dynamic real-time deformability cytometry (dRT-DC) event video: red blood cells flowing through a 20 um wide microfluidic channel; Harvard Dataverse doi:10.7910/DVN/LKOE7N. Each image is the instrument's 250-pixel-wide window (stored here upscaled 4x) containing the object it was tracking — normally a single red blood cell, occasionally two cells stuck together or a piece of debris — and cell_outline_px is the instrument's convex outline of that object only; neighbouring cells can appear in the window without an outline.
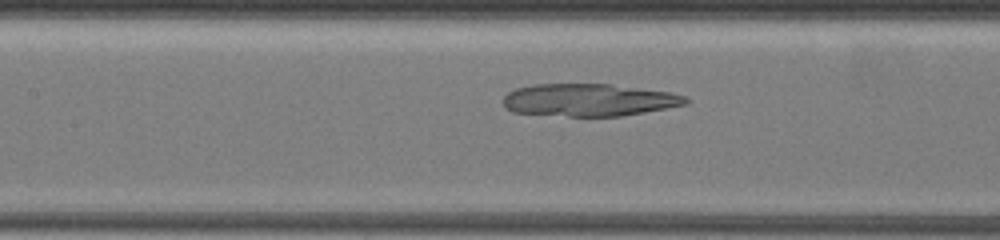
{"species": "common noctule bat (a hibernating species)", "species_latin": "Nyctalus noctula", "temperature_condition": "warm", "stored_images_in_passage": 34, "camera_frame_rate_fps": 3000, "um_per_image_px": 0.085, "animal": {"sex": "female", "body_mass_g": 19.5, "forearm_length_mm": 54.1}, "frame": {"image": 1, "passage_image": 11, "time_ms": 3.667, "image_size_px": [1000, 240], "cell_outline_px": [[692, 100], [688, 104], [644, 112], [620, 116], [568, 116], [512, 112], [504, 108], [504, 96], [508, 92], [516, 88], [532, 84], [612, 84], [672, 92], [684, 96]], "centroid_in_image_um": [50.07, 8.49], "position_along_channel_um": 157.3, "area_um2": 34.74}}
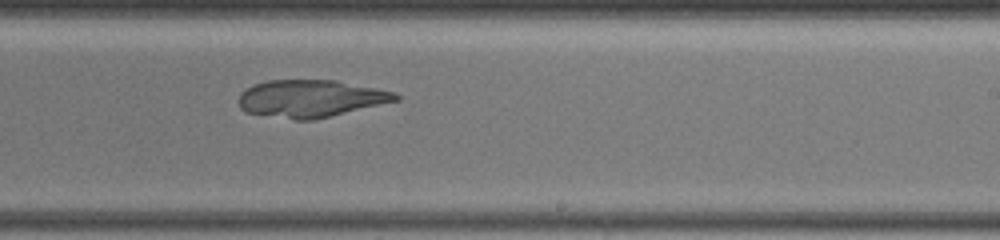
{"frame": {"image": 2, "passage_image": 20, "time_ms": 6.667, "image_size_px": [1000, 240], "cell_outline_px": [[400, 100], [312, 120], [296, 120], [244, 112], [240, 108], [240, 92], [256, 84], [268, 80], [336, 80], [392, 92], [400, 96]], "centroid_in_image_um": [26.38, 8.38], "position_along_channel_um": 262.6, "area_um2": 33.76}}
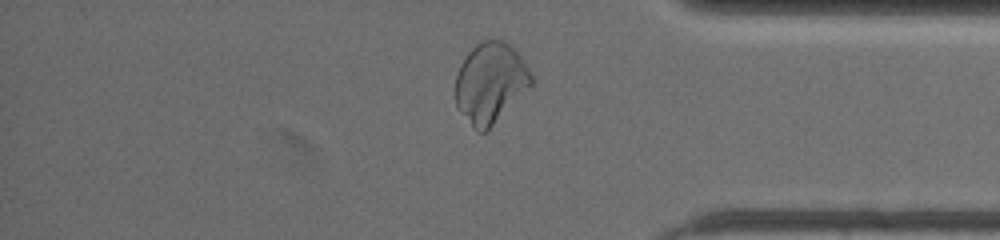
{"frame": {"image": 3, "passage_image": 32, "time_ms": 10.667, "image_size_px": [1000, 240], "cell_outline_px": [[532, 84], [484, 132], [476, 132], [456, 108], [456, 76], [460, 64], [468, 52], [480, 40], [492, 36], [496, 36], [508, 44], [524, 60], [532, 76]], "centroid_in_image_um": [41.64, 6.98], "position_along_channel_um": 393.6, "area_um2": 35.32}}